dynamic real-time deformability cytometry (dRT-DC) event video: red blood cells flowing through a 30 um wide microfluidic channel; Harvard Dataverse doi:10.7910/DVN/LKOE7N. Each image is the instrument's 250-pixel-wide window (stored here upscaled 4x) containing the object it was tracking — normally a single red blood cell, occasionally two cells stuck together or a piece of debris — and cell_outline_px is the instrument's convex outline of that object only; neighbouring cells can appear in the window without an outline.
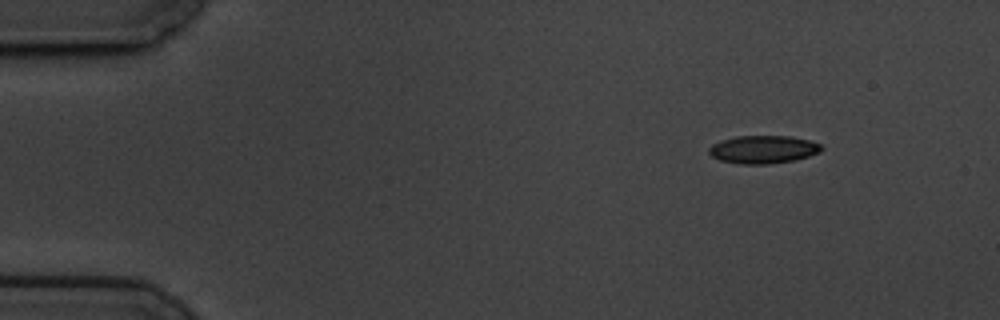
{"species": "common noctule bat (a hibernating species)", "species_latin": "Nyctalus noctula", "temperature_condition": "cold", "stored_images_in_passage": 53, "camera_frame_rate_fps": 3000, "um_per_image_px": 0.085, "animal": {"sex": "male", "body_mass_g": 19.5, "forearm_length_mm": 54.6}, "frame": {"image": 1, "passage_image": 1, "time_ms": 0.0, "image_size_px": [1000, 320], "cell_outline_px": [[824, 148], [820, 152], [796, 160], [768, 164], [740, 164], [720, 160], [712, 156], [708, 152], [708, 148], [712, 144], [720, 140], [736, 136], [792, 136], [808, 140], [820, 144]], "centroid_in_image_um": [64.86, 12.7], "position_along_channel_um": 20.1, "area_um2": 18.44}}
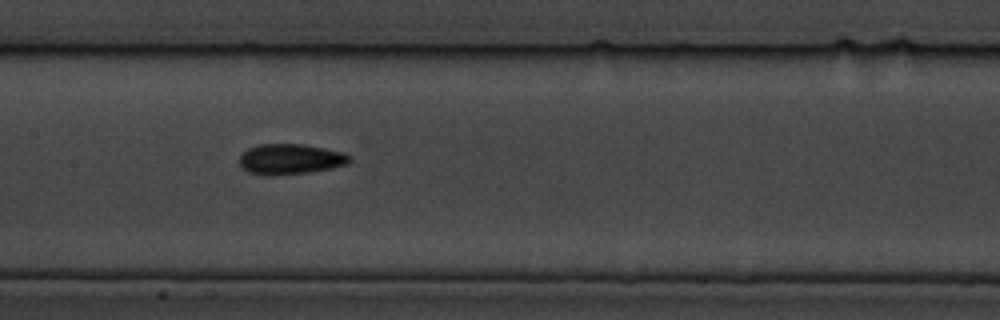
{"frame": {"image": 2, "passage_image": 23, "time_ms": 7.333, "image_size_px": [1000, 320], "cell_outline_px": [[352, 160], [348, 164], [332, 168], [308, 172], [276, 176], [264, 176], [248, 172], [240, 164], [240, 156], [248, 148], [256, 144], [304, 144], [344, 152], [352, 156]], "centroid_in_image_um": [24.7, 13.53], "position_along_channel_um": 182.7, "area_um2": 19.83}}
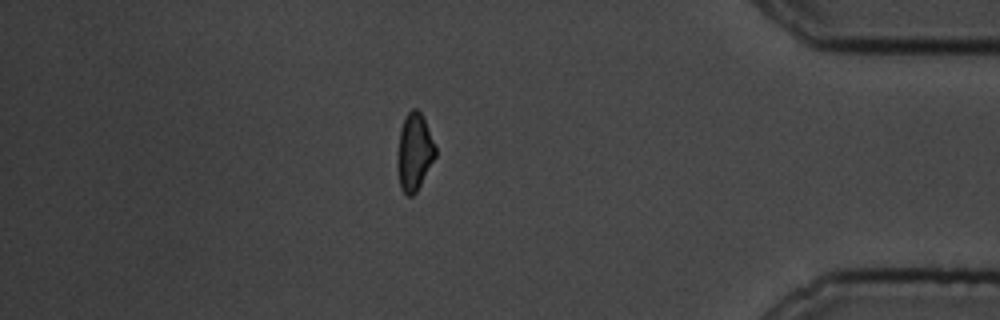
{"frame": {"image": 3, "passage_image": 45, "time_ms": 14.667, "image_size_px": [1000, 320], "cell_outline_px": [[436, 156], [416, 192], [412, 196], [408, 196], [400, 188], [396, 168], [396, 156], [400, 128], [408, 112], [412, 108], [416, 108], [424, 116], [436, 148]], "centroid_in_image_um": [35.2, 12.92], "position_along_channel_um": 400.0, "area_um2": 17.4}, "authors_computed_cell_mechanics": {"area_um2": 18.0336, "velocity_mm_per_s": 3.4255, "shape_relaxation_time_tau1_ms": 3.9662, "shape_relaxation_time_tau2_ms": 4.5719, "deformation_change_tau1": 0.1217, "deformation_change_tau2": 0.1094}}